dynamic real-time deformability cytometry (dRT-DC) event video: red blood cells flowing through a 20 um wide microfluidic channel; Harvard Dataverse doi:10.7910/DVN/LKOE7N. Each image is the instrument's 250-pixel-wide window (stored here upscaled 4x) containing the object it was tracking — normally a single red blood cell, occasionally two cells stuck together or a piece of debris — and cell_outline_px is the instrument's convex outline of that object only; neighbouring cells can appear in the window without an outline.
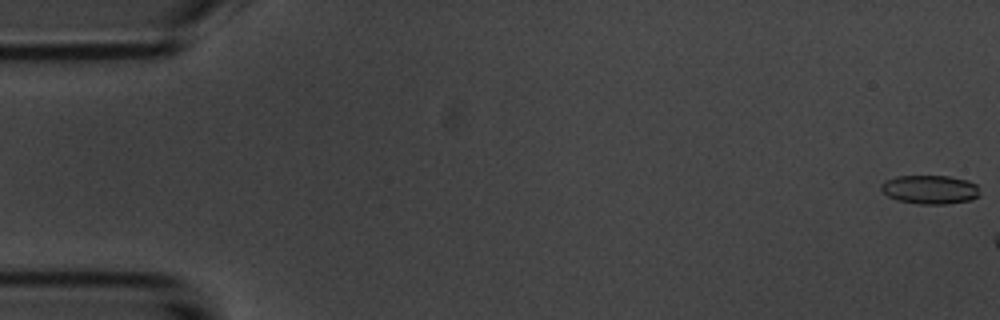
{"species": "common noctule bat (a hibernating species)", "species_latin": "Nyctalus noctula", "temperature_condition": "room temperature", "stored_images_in_passage": 7, "camera_frame_rate_fps": 3000, "um_per_image_px": 0.085, "animal": {"sex": "male", "body_mass_g": 20.1, "forearm_length_mm": 53.5}, "frame": {"image": 1, "passage_image": 1, "time_ms": 0.0, "image_size_px": [1000, 320], "cell_outline_px": [[980, 196], [972, 200], [948, 204], [920, 204], [896, 200], [888, 196], [880, 188], [880, 184], [884, 180], [896, 176], [948, 176], [968, 180], [976, 184]], "centroid_in_image_um": [79.04, 16.11], "position_along_channel_um": 6.0, "area_um2": 16.76}}